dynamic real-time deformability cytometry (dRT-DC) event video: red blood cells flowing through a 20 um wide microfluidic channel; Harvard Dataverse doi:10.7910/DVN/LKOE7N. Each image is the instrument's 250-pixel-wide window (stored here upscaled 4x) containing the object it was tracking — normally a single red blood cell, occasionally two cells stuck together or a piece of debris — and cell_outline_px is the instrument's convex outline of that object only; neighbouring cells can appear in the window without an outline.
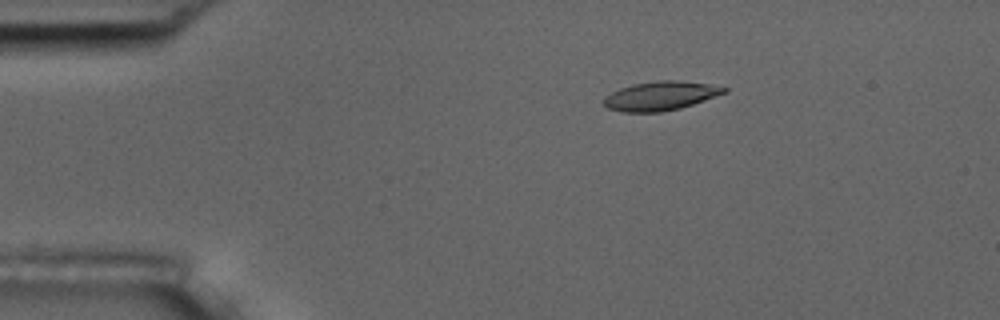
{"species": "common noctule bat (a hibernating species)", "species_latin": "Nyctalus noctula", "temperature_condition": "room temperature", "stored_images_in_passage": 46, "camera_frame_rate_fps": 3000, "um_per_image_px": 0.085, "animal": {"sex": "male", "body_mass_g": 17.5, "forearm_length_mm": 52.3}, "frame": {"image": 1, "passage_image": 1, "time_ms": 0.0, "image_size_px": [1000, 320], "cell_outline_px": [[728, 92], [680, 108], [660, 112], [620, 112], [608, 108], [604, 104], [604, 96], [620, 88], [632, 84], [660, 80], [676, 80], [708, 84], [728, 88]], "centroid_in_image_um": [56.12, 8.15], "position_along_channel_um": 28.9, "area_um2": 20.23}}
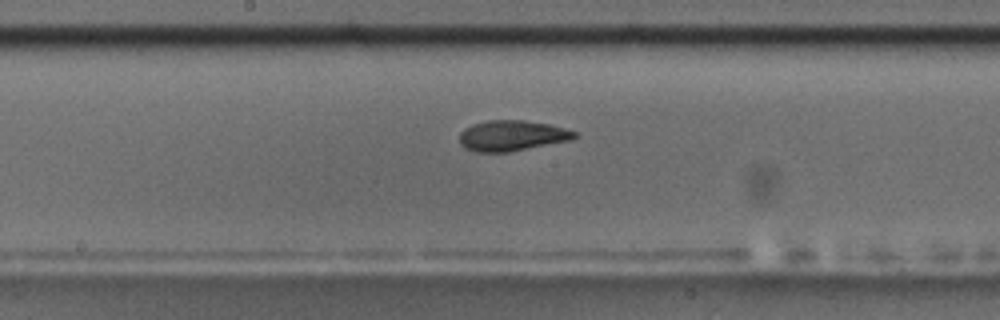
{"frame": {"image": 2, "passage_image": 20, "time_ms": 6.333, "image_size_px": [1000, 320], "cell_outline_px": [[576, 136], [572, 140], [508, 152], [476, 152], [464, 148], [460, 144], [460, 132], [464, 128], [472, 124], [488, 120], [524, 120], [548, 124], [564, 128], [576, 132]], "centroid_in_image_um": [43.48, 11.53], "position_along_channel_um": 204.7, "area_um2": 20.52}}
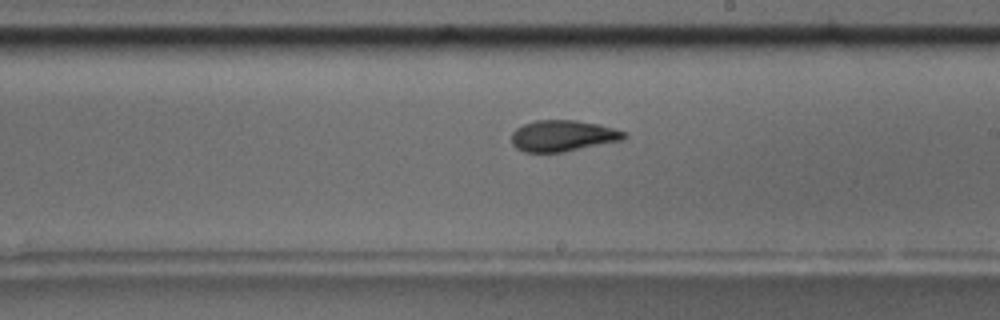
{"frame": {"image": 3, "passage_image": 23, "time_ms": 7.333, "image_size_px": [1000, 320], "cell_outline_px": [[628, 136], [620, 140], [564, 152], [524, 152], [516, 148], [512, 144], [512, 132], [516, 128], [524, 124], [536, 120], [576, 120], [600, 124], [624, 132]], "centroid_in_image_um": [47.8, 11.54], "position_along_channel_um": 241.2, "area_um2": 20.35}, "authors_computed_cell_mechanics": {"area_um2": 20.5479, "velocity_mm_per_s": 3.6751, "shape_relaxation_time_tau1_ms": 3.4538, "shape_relaxation_time_tau2_ms": 2.3835, "deformation_change_tau1": 0.161, "deformation_change_tau2": 0.0872}}